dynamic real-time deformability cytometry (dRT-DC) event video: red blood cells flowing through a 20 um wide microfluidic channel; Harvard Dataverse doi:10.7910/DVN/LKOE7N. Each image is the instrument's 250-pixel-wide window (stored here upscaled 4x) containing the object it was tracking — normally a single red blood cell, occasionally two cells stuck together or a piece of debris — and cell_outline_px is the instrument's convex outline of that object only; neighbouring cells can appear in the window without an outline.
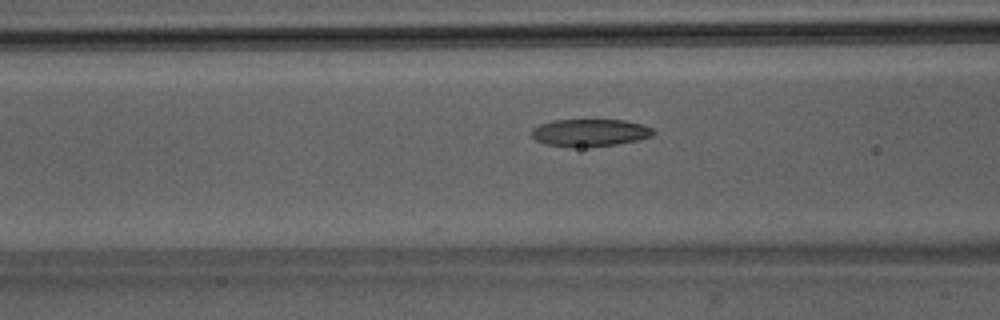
{"species": "Egyptian fruit bat (a non-hibernating species)", "species_latin": "Rousettus aegyptiacus", "temperature_condition": "room temperature", "stored_images_in_passage": 35, "camera_frame_rate_fps": 3000, "um_per_image_px": 0.085, "animal": {"sex": "male"}, "frame": {"image": 1, "passage_image": 5, "time_ms": 1.333, "image_size_px": [1000, 320], "cell_outline_px": [[656, 132], [652, 136], [636, 140], [616, 144], [572, 148], [544, 144], [536, 140], [532, 136], [532, 128], [540, 124], [552, 120], [624, 120], [644, 124], [652, 128]], "centroid_in_image_um": [50.13, 11.28], "position_along_channel_um": 116.5, "area_um2": 19.54}}
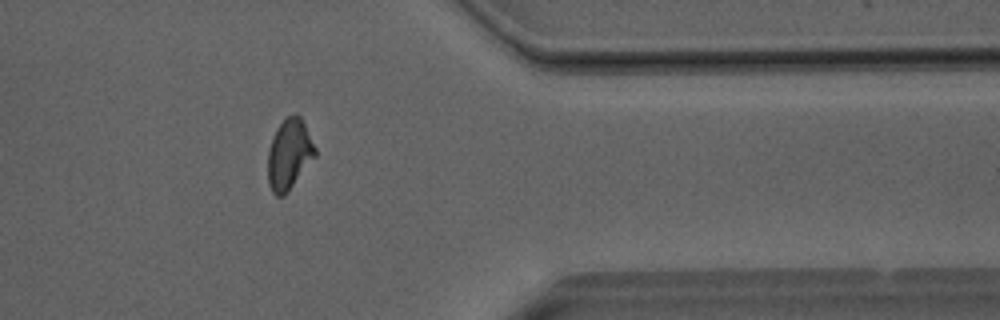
{"frame": {"image": 2, "passage_image": 26, "time_ms": 8.333, "image_size_px": [1000, 320], "cell_outline_px": [[316, 156], [288, 192], [284, 196], [276, 196], [272, 192], [268, 184], [268, 148], [272, 136], [276, 128], [288, 116], [300, 116], [316, 148]], "centroid_in_image_um": [24.56, 13.16], "position_along_channel_um": 386.8, "area_um2": 19.36}}
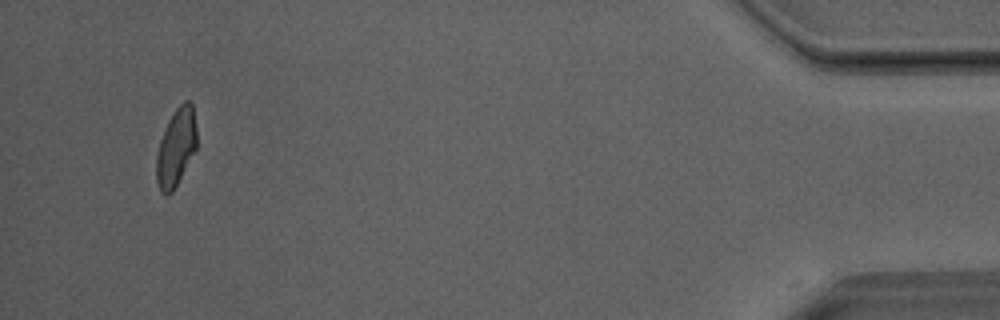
{"frame": {"image": 3, "passage_image": 33, "time_ms": 10.667, "image_size_px": [1000, 320], "cell_outline_px": [[196, 152], [172, 192], [168, 196], [164, 196], [160, 192], [156, 180], [156, 156], [160, 140], [168, 120], [176, 108], [184, 100], [188, 100], [192, 104], [196, 128]], "centroid_in_image_um": [14.96, 12.57], "position_along_channel_um": 420.2, "area_um2": 18.5}, "authors_computed_cell_mechanics": {"area_um2": 19.2474, "velocity_mm_per_s": 4.08, "shape_relaxation_time_tau1_ms": null, "shape_relaxation_time_tau2_ms": 2.9816, "deformation_change_tau1": null, "deformation_change_tau2": 0.1037}}